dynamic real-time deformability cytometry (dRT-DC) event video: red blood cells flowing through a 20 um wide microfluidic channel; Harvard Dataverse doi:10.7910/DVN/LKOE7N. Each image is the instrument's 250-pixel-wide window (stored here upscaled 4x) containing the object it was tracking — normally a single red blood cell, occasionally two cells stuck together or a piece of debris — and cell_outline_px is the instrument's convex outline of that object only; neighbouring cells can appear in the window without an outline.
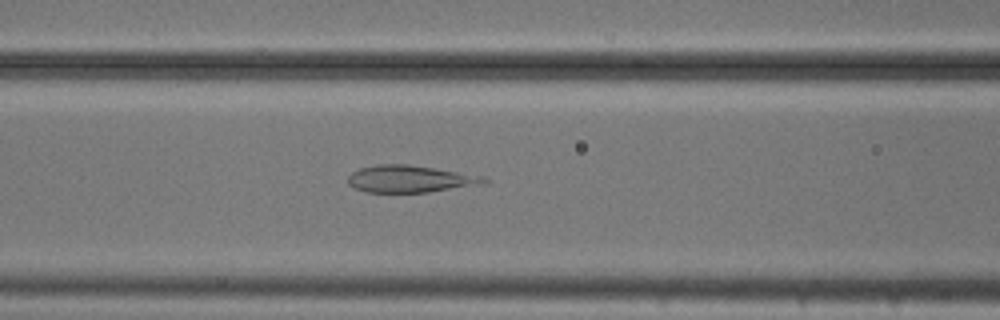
{"species": "common noctule bat (a hibernating species)", "species_latin": "Nyctalus noctula", "temperature_condition": "cold", "stored_images_in_passage": 53, "camera_frame_rate_fps": 3000, "um_per_image_px": 0.085, "animal": {"sex": "male", "body_mass_g": 20.5, "forearm_length_mm": 52.5}, "frame": {"image": 1, "passage_image": 21, "time_ms": 6.667, "image_size_px": [1000, 320], "cell_outline_px": [[488, 180], [484, 184], [428, 192], [368, 192], [356, 188], [348, 184], [348, 176], [352, 172], [360, 168], [380, 164], [408, 164], [484, 176]], "centroid_in_image_um": [34.86, 15.21], "position_along_channel_um": 131.7, "area_um2": 21.27}}
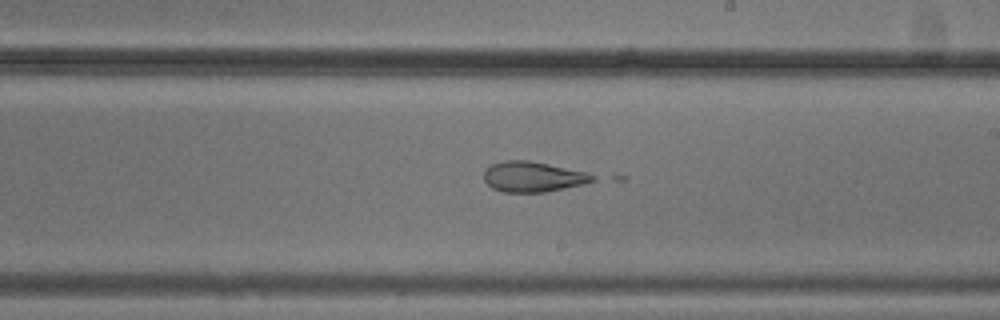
{"frame": {"image": 2, "passage_image": 30, "time_ms": 9.667, "image_size_px": [1000, 320], "cell_outline_px": [[596, 180], [584, 184], [544, 192], [504, 192], [492, 188], [484, 180], [484, 172], [492, 164], [504, 160], [528, 160], [548, 164], [584, 172], [596, 176]], "centroid_in_image_um": [45.29, 15.02], "position_along_channel_um": 243.7, "area_um2": 19.02}}
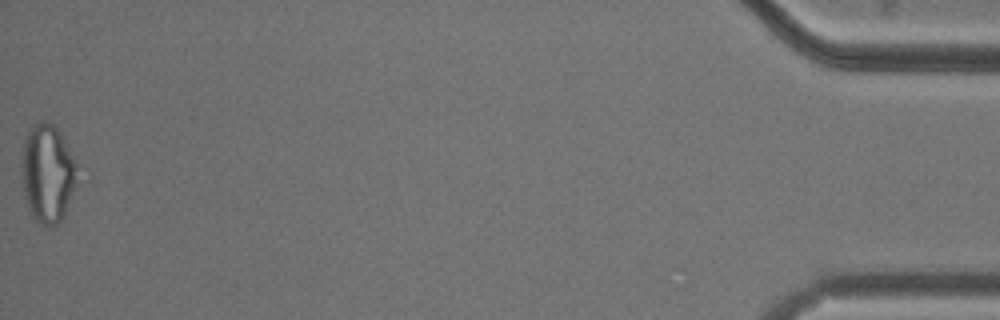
{"frame": {"image": 3, "passage_image": 53, "time_ms": 17.333, "image_size_px": [1000, 320], "cell_outline_px": [[76, 184], [64, 212], [60, 220], [56, 224], [40, 224], [32, 216], [28, 208], [24, 192], [20, 172], [20, 160], [24, 136], [28, 128], [32, 124], [40, 120], [44, 120], [52, 124], [60, 132], [76, 164]], "centroid_in_image_um": [3.97, 14.66], "position_along_channel_um": 431.2, "area_um2": 31.79}}